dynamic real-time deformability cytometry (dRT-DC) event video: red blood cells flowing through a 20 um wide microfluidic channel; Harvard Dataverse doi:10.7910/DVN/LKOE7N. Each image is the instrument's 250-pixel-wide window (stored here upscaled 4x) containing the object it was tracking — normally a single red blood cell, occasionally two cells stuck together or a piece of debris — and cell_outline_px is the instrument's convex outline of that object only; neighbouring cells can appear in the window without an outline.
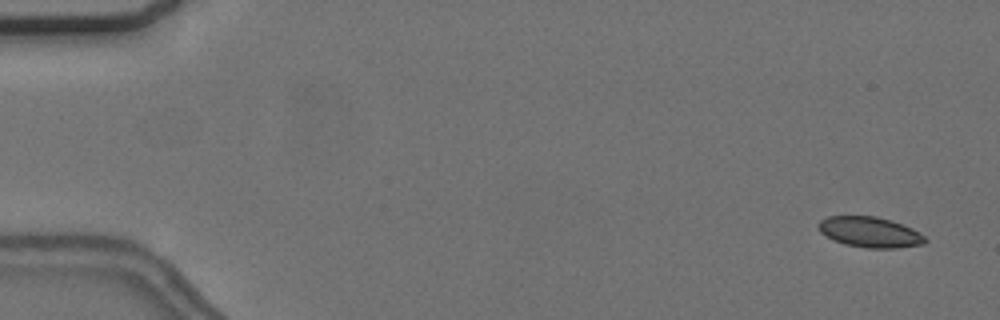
{"species": "common noctule bat (a hibernating species)", "species_latin": "Nyctalus noctula", "temperature_condition": "cold", "stored_images_in_passage": 57, "camera_frame_rate_fps": 3000, "um_per_image_px": 0.085, "animal": {"sex": "female", "body_mass_g": 24.6, "forearm_length_mm": 56.2}, "frame": {"image": 1, "passage_image": 3, "time_ms": 0.667, "image_size_px": [1000, 320], "cell_outline_px": [[928, 240], [924, 244], [896, 248], [868, 248], [844, 244], [832, 240], [820, 232], [816, 224], [820, 220], [828, 216], [876, 216], [912, 228], [924, 236]], "centroid_in_image_um": [73.9, 19.73], "position_along_channel_um": 11.1, "area_um2": 18.96}}
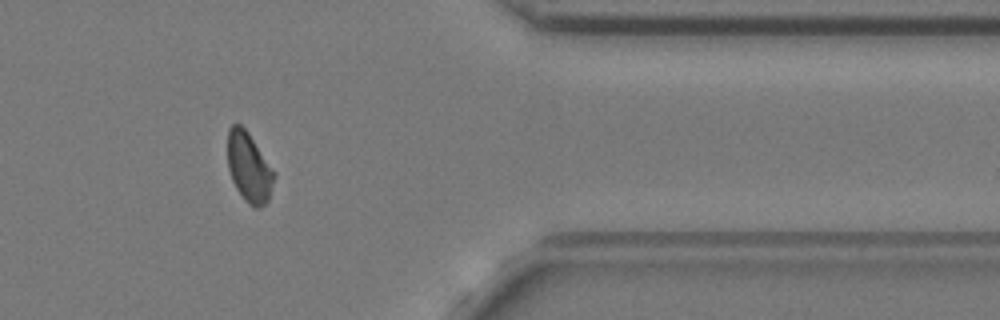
{"frame": {"image": 2, "passage_image": 47, "time_ms": 15.333, "image_size_px": [1000, 320], "cell_outline_px": [[276, 176], [268, 200], [264, 204], [256, 208], [252, 208], [244, 200], [236, 188], [232, 180], [228, 168], [228, 128], [232, 124], [240, 124], [248, 132], [276, 172]], "centroid_in_image_um": [21.18, 14.23], "position_along_channel_um": 390.2, "area_um2": 19.02}}
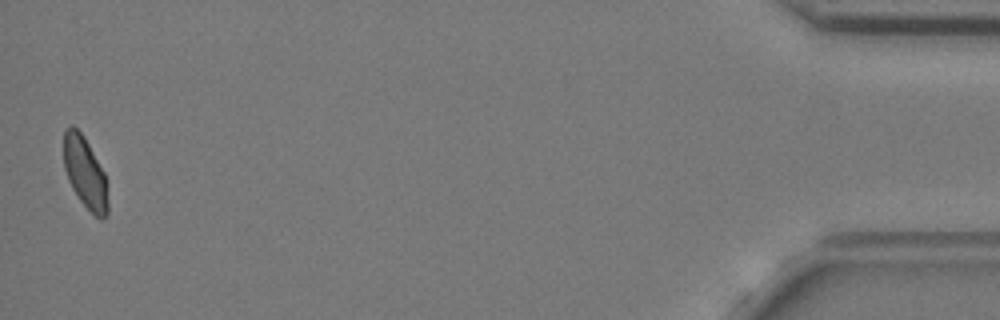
{"frame": {"image": 3, "passage_image": 56, "time_ms": 18.333, "image_size_px": [1000, 320], "cell_outline_px": [[108, 212], [104, 220], [100, 220], [80, 200], [72, 188], [68, 180], [64, 168], [64, 128], [72, 124], [84, 136], [104, 172], [108, 200]], "centroid_in_image_um": [7.22, 14.67], "position_along_channel_um": 428.0, "area_um2": 18.32}, "authors_computed_cell_mechanics": {"area_um2": 19.2474, "velocity_mm_per_s": 3.6664, "shape_relaxation_time_tau1_ms": null, "shape_relaxation_time_tau2_ms": 2.7156, "deformation_change_tau1": null, "deformation_change_tau2": 0.059}}